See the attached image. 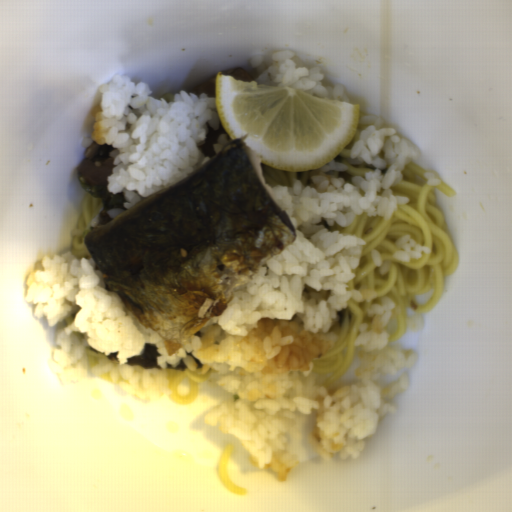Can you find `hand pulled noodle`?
Listing matches in <instances>:
<instances>
[{"instance_id":"obj_1","label":"hand pulled noodle","mask_w":512,"mask_h":512,"mask_svg":"<svg viewBox=\"0 0 512 512\" xmlns=\"http://www.w3.org/2000/svg\"><path fill=\"white\" fill-rule=\"evenodd\" d=\"M426 169L413 160L404 167V180L390 186L395 196H409L406 204H397L390 219L356 215L349 227L335 222L331 231L357 235L366 241L360 263L353 268L354 279L347 290L369 287L377 297L368 302L350 299L347 307L337 311L340 318L329 330L335 335L333 349L312 363L310 374L328 388V395L338 387L355 382V369L361 346H353L361 334L363 322H373L370 305L383 297L395 299L387 325L389 343L404 337L408 328L407 309L427 313L439 304L446 278L459 266V250L450 234L446 215L436 189L446 197L459 194L446 182L428 185Z\"/></svg>"},{"instance_id":"obj_2","label":"hand pulled noodle","mask_w":512,"mask_h":512,"mask_svg":"<svg viewBox=\"0 0 512 512\" xmlns=\"http://www.w3.org/2000/svg\"><path fill=\"white\" fill-rule=\"evenodd\" d=\"M103 202L100 198L91 197L88 193L81 207V214L78 218L76 229L73 236L71 253L79 258H92L83 243L84 235L93 225H99V217L103 211Z\"/></svg>"}]
</instances>
